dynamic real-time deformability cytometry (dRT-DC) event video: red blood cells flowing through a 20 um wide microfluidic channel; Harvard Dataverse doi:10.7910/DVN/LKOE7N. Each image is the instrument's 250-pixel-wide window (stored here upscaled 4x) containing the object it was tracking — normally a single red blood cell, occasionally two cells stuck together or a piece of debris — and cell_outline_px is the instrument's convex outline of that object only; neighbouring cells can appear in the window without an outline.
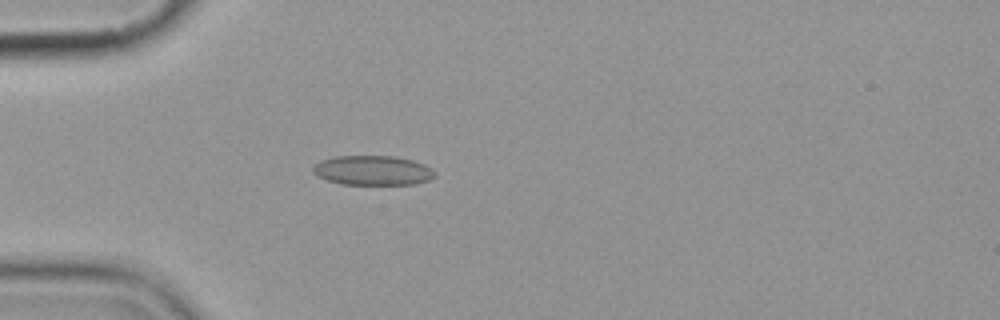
{"species": "common noctule bat (a hibernating species)", "species_latin": "Nyctalus noctula", "temperature_condition": "cold", "stored_images_in_passage": 3, "camera_frame_rate_fps": 3000, "um_per_image_px": 0.085, "animal": {"sex": "female", "body_mass_g": 19.9}, "frame": {"image": 1, "passage_image": 3, "time_ms": 2.333, "image_size_px": [1000, 320], "cell_outline_px": [[436, 176], [428, 180], [416, 184], [340, 184], [316, 176], [312, 172], [312, 168], [320, 160], [336, 156], [396, 156], [412, 160], [424, 164], [432, 168], [436, 172]], "centroid_in_image_um": [31.69, 14.48], "position_along_channel_um": 53.3, "area_um2": 21.15}}